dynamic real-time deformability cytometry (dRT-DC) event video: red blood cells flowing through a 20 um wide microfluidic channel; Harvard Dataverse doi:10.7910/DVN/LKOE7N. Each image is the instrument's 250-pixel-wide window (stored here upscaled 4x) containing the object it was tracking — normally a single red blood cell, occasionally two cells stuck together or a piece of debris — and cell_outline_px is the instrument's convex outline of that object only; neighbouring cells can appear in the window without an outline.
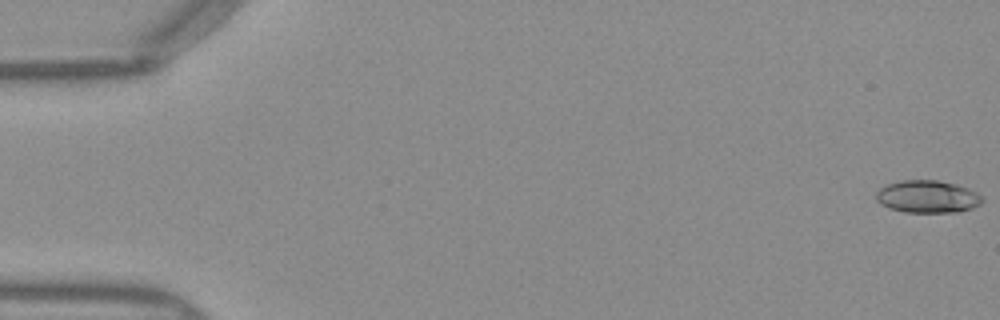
{"species": "Egyptian fruit bat (a non-hibernating species)", "species_latin": "Rousettus aegyptiacus", "temperature_condition": "warm", "stored_images_in_passage": 51, "camera_frame_rate_fps": 3000, "um_per_image_px": 0.085, "frame": {"image": 1, "passage_image": 1, "time_ms": 0.0, "image_size_px": [1000, 320], "cell_outline_px": [[984, 200], [980, 204], [972, 208], [960, 212], [904, 212], [888, 208], [880, 204], [876, 200], [876, 192], [880, 188], [888, 184], [900, 180], [936, 180], [956, 184], [968, 188], [976, 192]], "centroid_in_image_um": [78.82, 16.72], "position_along_channel_um": 6.2, "area_um2": 20.17}}
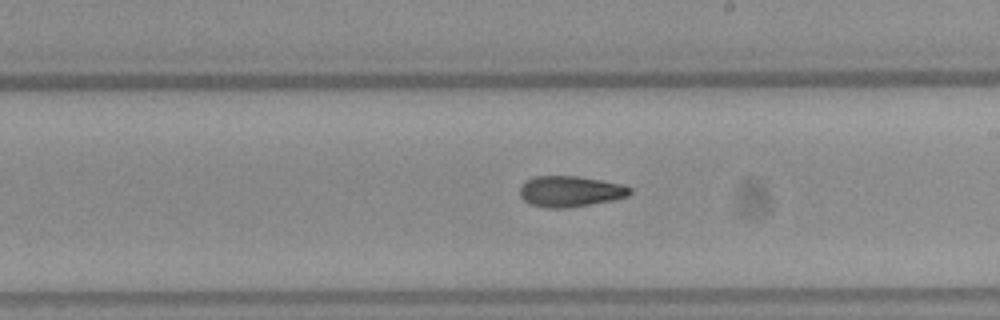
{"frame": {"image": 2, "passage_image": 30, "time_ms": 9.667, "image_size_px": [1000, 320], "cell_outline_px": [[632, 192], [628, 196], [612, 200], [568, 208], [548, 208], [528, 204], [520, 196], [520, 184], [524, 180], [536, 176], [576, 176], [600, 180], [620, 184], [632, 188]], "centroid_in_image_um": [48.42, 16.27], "position_along_channel_um": 240.6, "area_um2": 19.88}}
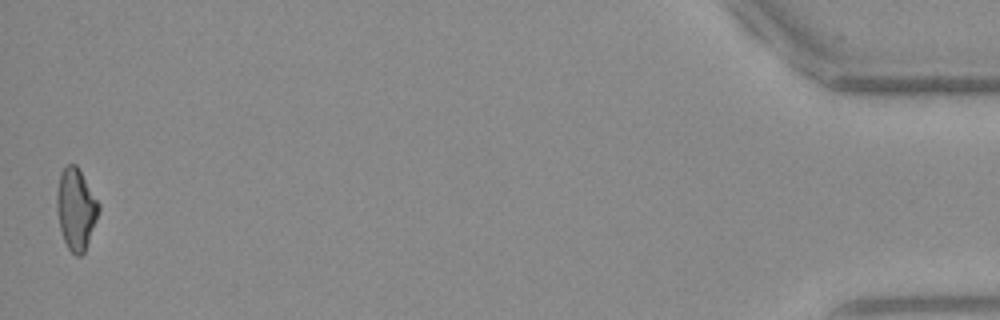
{"frame": {"image": 3, "passage_image": 51, "time_ms": 16.667, "image_size_px": [1000, 320], "cell_outline_px": [[100, 212], [84, 252], [80, 256], [76, 256], [68, 248], [64, 240], [60, 228], [56, 208], [56, 192], [60, 172], [68, 164], [76, 164], [100, 204]], "centroid_in_image_um": [6.45, 17.76], "position_along_channel_um": 428.7, "area_um2": 19.88}, "authors_computed_cell_mechanics": {"area_um2": 19.8254, "velocity_mm_per_s": 4.0224, "shape_relaxation_time_tau1_ms": null, "shape_relaxation_time_tau2_ms": 5.1908, "deformation_change_tau1": null, "deformation_change_tau2": 0.1405}}